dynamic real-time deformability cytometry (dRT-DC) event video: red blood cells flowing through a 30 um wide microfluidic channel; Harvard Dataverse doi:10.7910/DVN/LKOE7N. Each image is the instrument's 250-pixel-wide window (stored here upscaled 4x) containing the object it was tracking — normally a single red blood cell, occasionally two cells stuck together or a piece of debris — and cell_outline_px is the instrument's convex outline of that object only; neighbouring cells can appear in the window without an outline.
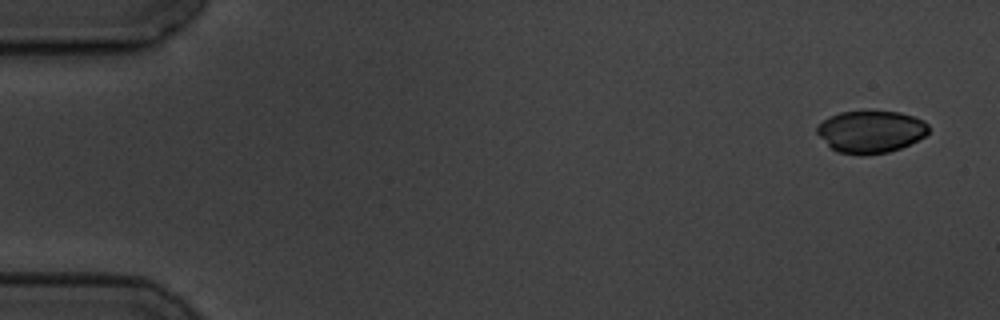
{"species": "common noctule bat (a hibernating species)", "species_latin": "Nyctalus noctula", "temperature_condition": "cold", "stored_images_in_passage": 5, "camera_frame_rate_fps": 3000, "um_per_image_px": 0.085, "animal": {"sex": "male", "body_mass_g": 19.5, "forearm_length_mm": 54.6}, "frame": {"image": 1, "passage_image": 1, "time_ms": 0.0, "image_size_px": [1000, 320], "cell_outline_px": [[928, 132], [924, 136], [900, 148], [888, 152], [860, 156], [836, 152], [816, 132], [816, 124], [828, 116], [840, 112], [864, 108], [900, 112], [924, 120], [928, 124]], "centroid_in_image_um": [73.97, 11.14], "position_along_channel_um": 11.0, "area_um2": 28.26}}